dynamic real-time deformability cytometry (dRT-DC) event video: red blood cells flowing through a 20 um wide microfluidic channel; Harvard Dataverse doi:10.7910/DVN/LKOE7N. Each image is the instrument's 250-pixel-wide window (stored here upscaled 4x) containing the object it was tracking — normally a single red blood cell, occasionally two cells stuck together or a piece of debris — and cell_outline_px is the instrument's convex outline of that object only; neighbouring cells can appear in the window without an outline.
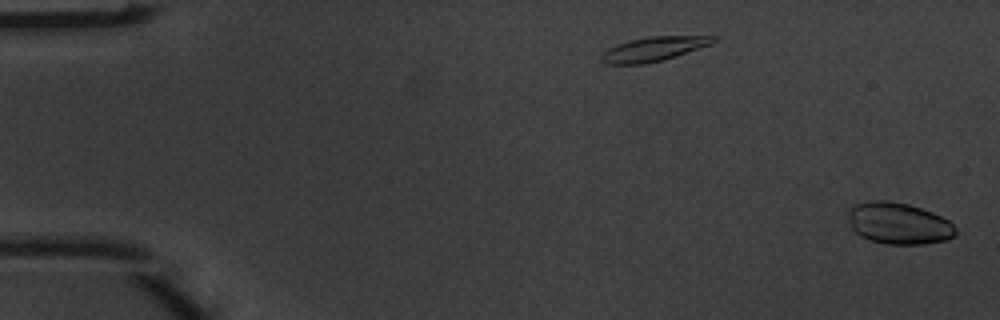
{"species": "common noctule bat (a hibernating species)", "species_latin": "Nyctalus noctula", "temperature_condition": "warm", "stored_images_in_passage": 2, "segment_of_instrument_passage": [2, 2], "camera_frame_rate_fps": 3000, "um_per_image_px": 0.085, "animal": {"sex": "male", "body_mass_g": 20.1, "forearm_length_mm": 53.5}, "frame": {"image": 1, "passage_image": 2, "time_ms": 0.333, "image_size_px": [1000, 320], "cell_outline_px": [[956, 236], [944, 240], [924, 244], [888, 244], [872, 240], [860, 236], [852, 228], [848, 216], [848, 208], [856, 204], [872, 200], [888, 200], [908, 204], [932, 212], [948, 220], [956, 228]], "centroid_in_image_um": [76.38, 18.98], "position_along_channel_um": 8.6, "area_um2": 25.95}}